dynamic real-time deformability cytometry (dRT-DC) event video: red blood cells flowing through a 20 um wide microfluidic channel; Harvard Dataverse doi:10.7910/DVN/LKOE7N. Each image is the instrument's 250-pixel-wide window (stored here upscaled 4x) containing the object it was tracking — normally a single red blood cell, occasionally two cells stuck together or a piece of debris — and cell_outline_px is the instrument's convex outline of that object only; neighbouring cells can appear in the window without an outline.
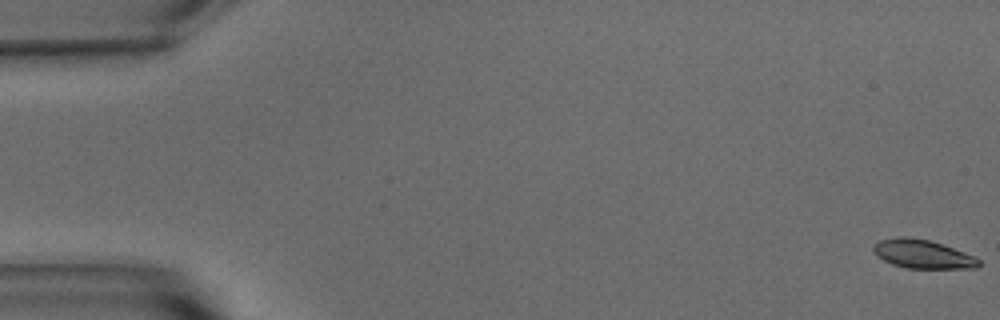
{"species": "common noctule bat (a hibernating species)", "species_latin": "Nyctalus noctula", "temperature_condition": "warm", "stored_images_in_passage": 55, "camera_frame_rate_fps": 3000, "um_per_image_px": 0.085, "animal": {"sex": "male", "body_mass_g": 15.6}, "frame": {"image": 1, "passage_image": 1, "time_ms": 0.0, "image_size_px": [1000, 320], "cell_outline_px": [[980, 264], [976, 268], [908, 268], [892, 264], [876, 256], [872, 252], [872, 248], [880, 240], [896, 236], [908, 236], [928, 240], [976, 256], [980, 260]], "centroid_in_image_um": [78.4, 21.59], "position_along_channel_um": 6.6, "area_um2": 17.57}}
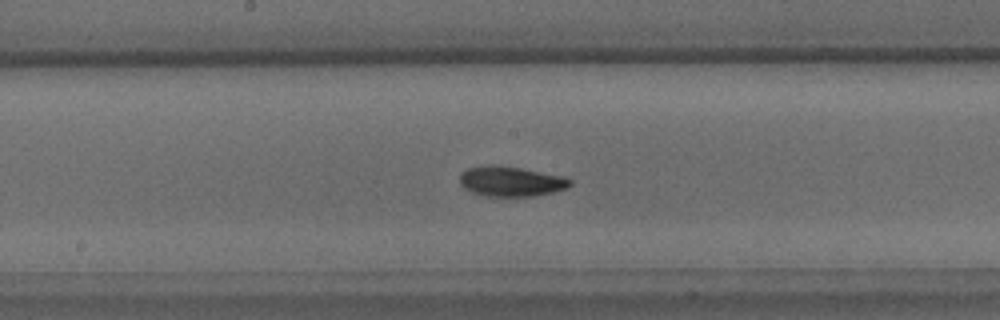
{"frame": {"image": 2, "passage_image": 29, "time_ms": 9.333, "image_size_px": [1000, 320], "cell_outline_px": [[572, 184], [568, 188], [552, 192], [532, 196], [484, 196], [472, 192], [464, 188], [460, 184], [460, 172], [468, 168], [484, 164], [500, 164], [560, 176], [572, 180]], "centroid_in_image_um": [43.37, 15.4], "position_along_channel_um": 204.8, "area_um2": 19.42}}
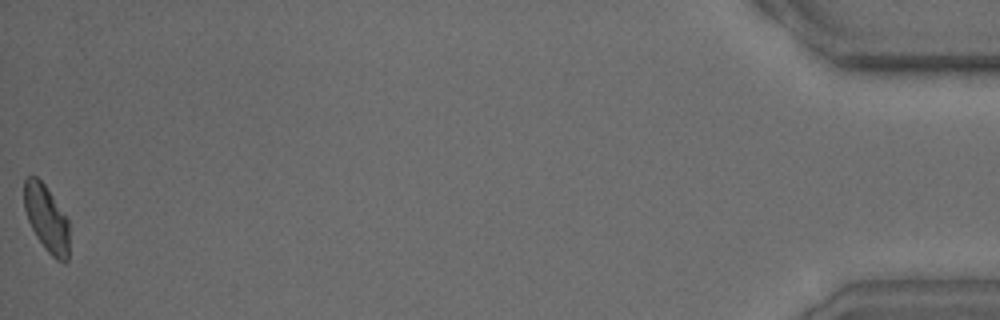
{"frame": {"image": 3, "passage_image": 55, "time_ms": 18.0, "image_size_px": [1000, 320], "cell_outline_px": [[68, 260], [64, 264], [56, 260], [44, 248], [36, 236], [28, 220], [24, 208], [24, 180], [28, 176], [36, 176], [44, 184], [68, 220]], "centroid_in_image_um": [3.94, 18.6], "position_along_channel_um": 431.3, "area_um2": 17.34}, "authors_computed_cell_mechanics": {"area_um2": 18.4382, "velocity_mm_per_s": 3.7381, "shape_relaxation_time_tau1_ms": 2.9545, "shape_relaxation_time_tau2_ms": 3.7786, "deformation_change_tau1": 0.1187, "deformation_change_tau2": 0.0921}}